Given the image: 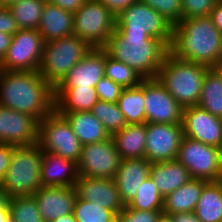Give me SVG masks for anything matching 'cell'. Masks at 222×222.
Returning a JSON list of instances; mask_svg holds the SVG:
<instances>
[{
  "label": "cell",
  "instance_id": "cell-1",
  "mask_svg": "<svg viewBox=\"0 0 222 222\" xmlns=\"http://www.w3.org/2000/svg\"><path fill=\"white\" fill-rule=\"evenodd\" d=\"M0 106L41 121L55 110L54 88L38 71L0 70Z\"/></svg>",
  "mask_w": 222,
  "mask_h": 222
},
{
  "label": "cell",
  "instance_id": "cell-2",
  "mask_svg": "<svg viewBox=\"0 0 222 222\" xmlns=\"http://www.w3.org/2000/svg\"><path fill=\"white\" fill-rule=\"evenodd\" d=\"M222 48V33L210 16L182 19L173 26L169 52L175 57L215 68Z\"/></svg>",
  "mask_w": 222,
  "mask_h": 222
},
{
  "label": "cell",
  "instance_id": "cell-3",
  "mask_svg": "<svg viewBox=\"0 0 222 222\" xmlns=\"http://www.w3.org/2000/svg\"><path fill=\"white\" fill-rule=\"evenodd\" d=\"M109 56L125 63L143 79L157 77L158 70L169 52V48L159 39L147 34H115L103 47Z\"/></svg>",
  "mask_w": 222,
  "mask_h": 222
},
{
  "label": "cell",
  "instance_id": "cell-4",
  "mask_svg": "<svg viewBox=\"0 0 222 222\" xmlns=\"http://www.w3.org/2000/svg\"><path fill=\"white\" fill-rule=\"evenodd\" d=\"M210 69L168 52L156 78L183 108H187L197 106L205 75Z\"/></svg>",
  "mask_w": 222,
  "mask_h": 222
},
{
  "label": "cell",
  "instance_id": "cell-5",
  "mask_svg": "<svg viewBox=\"0 0 222 222\" xmlns=\"http://www.w3.org/2000/svg\"><path fill=\"white\" fill-rule=\"evenodd\" d=\"M43 151L38 143L14 146L10 166L0 189L10 198L34 195L40 187Z\"/></svg>",
  "mask_w": 222,
  "mask_h": 222
},
{
  "label": "cell",
  "instance_id": "cell-6",
  "mask_svg": "<svg viewBox=\"0 0 222 222\" xmlns=\"http://www.w3.org/2000/svg\"><path fill=\"white\" fill-rule=\"evenodd\" d=\"M92 48L74 34L44 43L38 73L55 88Z\"/></svg>",
  "mask_w": 222,
  "mask_h": 222
},
{
  "label": "cell",
  "instance_id": "cell-7",
  "mask_svg": "<svg viewBox=\"0 0 222 222\" xmlns=\"http://www.w3.org/2000/svg\"><path fill=\"white\" fill-rule=\"evenodd\" d=\"M115 34H147L161 40L168 48L172 42L173 25L141 0L134 2L116 16Z\"/></svg>",
  "mask_w": 222,
  "mask_h": 222
},
{
  "label": "cell",
  "instance_id": "cell-8",
  "mask_svg": "<svg viewBox=\"0 0 222 222\" xmlns=\"http://www.w3.org/2000/svg\"><path fill=\"white\" fill-rule=\"evenodd\" d=\"M73 21L74 35L96 48H103L116 28V15L97 0H86Z\"/></svg>",
  "mask_w": 222,
  "mask_h": 222
},
{
  "label": "cell",
  "instance_id": "cell-9",
  "mask_svg": "<svg viewBox=\"0 0 222 222\" xmlns=\"http://www.w3.org/2000/svg\"><path fill=\"white\" fill-rule=\"evenodd\" d=\"M38 144L43 152L56 154L77 163L82 144L68 121L55 110L39 121Z\"/></svg>",
  "mask_w": 222,
  "mask_h": 222
},
{
  "label": "cell",
  "instance_id": "cell-10",
  "mask_svg": "<svg viewBox=\"0 0 222 222\" xmlns=\"http://www.w3.org/2000/svg\"><path fill=\"white\" fill-rule=\"evenodd\" d=\"M176 160L188 169L194 179L207 182L221 180L222 161L218 147L183 136Z\"/></svg>",
  "mask_w": 222,
  "mask_h": 222
},
{
  "label": "cell",
  "instance_id": "cell-11",
  "mask_svg": "<svg viewBox=\"0 0 222 222\" xmlns=\"http://www.w3.org/2000/svg\"><path fill=\"white\" fill-rule=\"evenodd\" d=\"M43 47L44 41L38 29H19L0 61V70L38 71Z\"/></svg>",
  "mask_w": 222,
  "mask_h": 222
},
{
  "label": "cell",
  "instance_id": "cell-12",
  "mask_svg": "<svg viewBox=\"0 0 222 222\" xmlns=\"http://www.w3.org/2000/svg\"><path fill=\"white\" fill-rule=\"evenodd\" d=\"M121 158L112 137L82 145L77 172L80 177L114 179Z\"/></svg>",
  "mask_w": 222,
  "mask_h": 222
},
{
  "label": "cell",
  "instance_id": "cell-13",
  "mask_svg": "<svg viewBox=\"0 0 222 222\" xmlns=\"http://www.w3.org/2000/svg\"><path fill=\"white\" fill-rule=\"evenodd\" d=\"M146 123H182L183 107L157 78L144 79Z\"/></svg>",
  "mask_w": 222,
  "mask_h": 222
},
{
  "label": "cell",
  "instance_id": "cell-14",
  "mask_svg": "<svg viewBox=\"0 0 222 222\" xmlns=\"http://www.w3.org/2000/svg\"><path fill=\"white\" fill-rule=\"evenodd\" d=\"M183 136L182 123H146L145 158L151 164L176 160Z\"/></svg>",
  "mask_w": 222,
  "mask_h": 222
},
{
  "label": "cell",
  "instance_id": "cell-15",
  "mask_svg": "<svg viewBox=\"0 0 222 222\" xmlns=\"http://www.w3.org/2000/svg\"><path fill=\"white\" fill-rule=\"evenodd\" d=\"M38 131L39 121L33 116L0 106V144H36Z\"/></svg>",
  "mask_w": 222,
  "mask_h": 222
},
{
  "label": "cell",
  "instance_id": "cell-16",
  "mask_svg": "<svg viewBox=\"0 0 222 222\" xmlns=\"http://www.w3.org/2000/svg\"><path fill=\"white\" fill-rule=\"evenodd\" d=\"M182 127L184 136L190 139L218 148L222 145V118L199 106L183 109Z\"/></svg>",
  "mask_w": 222,
  "mask_h": 222
},
{
  "label": "cell",
  "instance_id": "cell-17",
  "mask_svg": "<svg viewBox=\"0 0 222 222\" xmlns=\"http://www.w3.org/2000/svg\"><path fill=\"white\" fill-rule=\"evenodd\" d=\"M74 187L79 199L97 204L117 215L125 207L120 199L114 179L78 176Z\"/></svg>",
  "mask_w": 222,
  "mask_h": 222
},
{
  "label": "cell",
  "instance_id": "cell-18",
  "mask_svg": "<svg viewBox=\"0 0 222 222\" xmlns=\"http://www.w3.org/2000/svg\"><path fill=\"white\" fill-rule=\"evenodd\" d=\"M105 49L93 47L56 87H95L105 76Z\"/></svg>",
  "mask_w": 222,
  "mask_h": 222
},
{
  "label": "cell",
  "instance_id": "cell-19",
  "mask_svg": "<svg viewBox=\"0 0 222 222\" xmlns=\"http://www.w3.org/2000/svg\"><path fill=\"white\" fill-rule=\"evenodd\" d=\"M34 196L42 219L51 222L73 213L77 192L75 187L42 186Z\"/></svg>",
  "mask_w": 222,
  "mask_h": 222
},
{
  "label": "cell",
  "instance_id": "cell-20",
  "mask_svg": "<svg viewBox=\"0 0 222 222\" xmlns=\"http://www.w3.org/2000/svg\"><path fill=\"white\" fill-rule=\"evenodd\" d=\"M151 163L146 158L122 159L114 181L120 199L127 206L136 197L139 188L149 177Z\"/></svg>",
  "mask_w": 222,
  "mask_h": 222
},
{
  "label": "cell",
  "instance_id": "cell-21",
  "mask_svg": "<svg viewBox=\"0 0 222 222\" xmlns=\"http://www.w3.org/2000/svg\"><path fill=\"white\" fill-rule=\"evenodd\" d=\"M78 178L77 164L56 154L43 152L42 186L74 187Z\"/></svg>",
  "mask_w": 222,
  "mask_h": 222
},
{
  "label": "cell",
  "instance_id": "cell-22",
  "mask_svg": "<svg viewBox=\"0 0 222 222\" xmlns=\"http://www.w3.org/2000/svg\"><path fill=\"white\" fill-rule=\"evenodd\" d=\"M73 13L45 2L38 28L44 43L74 34Z\"/></svg>",
  "mask_w": 222,
  "mask_h": 222
},
{
  "label": "cell",
  "instance_id": "cell-23",
  "mask_svg": "<svg viewBox=\"0 0 222 222\" xmlns=\"http://www.w3.org/2000/svg\"><path fill=\"white\" fill-rule=\"evenodd\" d=\"M55 111L57 113L91 111L97 103L95 87H55Z\"/></svg>",
  "mask_w": 222,
  "mask_h": 222
},
{
  "label": "cell",
  "instance_id": "cell-24",
  "mask_svg": "<svg viewBox=\"0 0 222 222\" xmlns=\"http://www.w3.org/2000/svg\"><path fill=\"white\" fill-rule=\"evenodd\" d=\"M149 176L163 198L192 179L188 169L177 160L152 163Z\"/></svg>",
  "mask_w": 222,
  "mask_h": 222
},
{
  "label": "cell",
  "instance_id": "cell-25",
  "mask_svg": "<svg viewBox=\"0 0 222 222\" xmlns=\"http://www.w3.org/2000/svg\"><path fill=\"white\" fill-rule=\"evenodd\" d=\"M70 124L82 145L105 141L111 136L91 111L59 113Z\"/></svg>",
  "mask_w": 222,
  "mask_h": 222
},
{
  "label": "cell",
  "instance_id": "cell-26",
  "mask_svg": "<svg viewBox=\"0 0 222 222\" xmlns=\"http://www.w3.org/2000/svg\"><path fill=\"white\" fill-rule=\"evenodd\" d=\"M111 137L121 160L145 158L146 123L127 124Z\"/></svg>",
  "mask_w": 222,
  "mask_h": 222
},
{
  "label": "cell",
  "instance_id": "cell-27",
  "mask_svg": "<svg viewBox=\"0 0 222 222\" xmlns=\"http://www.w3.org/2000/svg\"><path fill=\"white\" fill-rule=\"evenodd\" d=\"M207 181L192 178L163 199L162 212L167 215L193 212L200 199L203 186Z\"/></svg>",
  "mask_w": 222,
  "mask_h": 222
},
{
  "label": "cell",
  "instance_id": "cell-28",
  "mask_svg": "<svg viewBox=\"0 0 222 222\" xmlns=\"http://www.w3.org/2000/svg\"><path fill=\"white\" fill-rule=\"evenodd\" d=\"M202 222H222V182H207L194 210Z\"/></svg>",
  "mask_w": 222,
  "mask_h": 222
},
{
  "label": "cell",
  "instance_id": "cell-29",
  "mask_svg": "<svg viewBox=\"0 0 222 222\" xmlns=\"http://www.w3.org/2000/svg\"><path fill=\"white\" fill-rule=\"evenodd\" d=\"M117 104L124 114L127 124L146 123L144 107V79L137 86L124 88Z\"/></svg>",
  "mask_w": 222,
  "mask_h": 222
},
{
  "label": "cell",
  "instance_id": "cell-30",
  "mask_svg": "<svg viewBox=\"0 0 222 222\" xmlns=\"http://www.w3.org/2000/svg\"><path fill=\"white\" fill-rule=\"evenodd\" d=\"M197 106L222 118V76L214 68L205 75Z\"/></svg>",
  "mask_w": 222,
  "mask_h": 222
},
{
  "label": "cell",
  "instance_id": "cell-31",
  "mask_svg": "<svg viewBox=\"0 0 222 222\" xmlns=\"http://www.w3.org/2000/svg\"><path fill=\"white\" fill-rule=\"evenodd\" d=\"M45 0H17L9 3L10 10L20 29H38Z\"/></svg>",
  "mask_w": 222,
  "mask_h": 222
},
{
  "label": "cell",
  "instance_id": "cell-32",
  "mask_svg": "<svg viewBox=\"0 0 222 222\" xmlns=\"http://www.w3.org/2000/svg\"><path fill=\"white\" fill-rule=\"evenodd\" d=\"M91 113L104 125L106 131L112 136L122 130L127 122L117 103H109L98 100Z\"/></svg>",
  "mask_w": 222,
  "mask_h": 222
},
{
  "label": "cell",
  "instance_id": "cell-33",
  "mask_svg": "<svg viewBox=\"0 0 222 222\" xmlns=\"http://www.w3.org/2000/svg\"><path fill=\"white\" fill-rule=\"evenodd\" d=\"M104 73L105 77L110 78L123 88L137 86L143 80V78L131 67L109 56L106 50Z\"/></svg>",
  "mask_w": 222,
  "mask_h": 222
},
{
  "label": "cell",
  "instance_id": "cell-34",
  "mask_svg": "<svg viewBox=\"0 0 222 222\" xmlns=\"http://www.w3.org/2000/svg\"><path fill=\"white\" fill-rule=\"evenodd\" d=\"M163 199V196L149 176L139 188L134 200L127 206L131 209L143 211H162Z\"/></svg>",
  "mask_w": 222,
  "mask_h": 222
},
{
  "label": "cell",
  "instance_id": "cell-35",
  "mask_svg": "<svg viewBox=\"0 0 222 222\" xmlns=\"http://www.w3.org/2000/svg\"><path fill=\"white\" fill-rule=\"evenodd\" d=\"M9 206L15 222H44L34 195L10 198Z\"/></svg>",
  "mask_w": 222,
  "mask_h": 222
},
{
  "label": "cell",
  "instance_id": "cell-36",
  "mask_svg": "<svg viewBox=\"0 0 222 222\" xmlns=\"http://www.w3.org/2000/svg\"><path fill=\"white\" fill-rule=\"evenodd\" d=\"M77 222H116L117 214L77 197L73 208Z\"/></svg>",
  "mask_w": 222,
  "mask_h": 222
},
{
  "label": "cell",
  "instance_id": "cell-37",
  "mask_svg": "<svg viewBox=\"0 0 222 222\" xmlns=\"http://www.w3.org/2000/svg\"><path fill=\"white\" fill-rule=\"evenodd\" d=\"M167 19L173 26L182 20V0H141Z\"/></svg>",
  "mask_w": 222,
  "mask_h": 222
},
{
  "label": "cell",
  "instance_id": "cell-38",
  "mask_svg": "<svg viewBox=\"0 0 222 222\" xmlns=\"http://www.w3.org/2000/svg\"><path fill=\"white\" fill-rule=\"evenodd\" d=\"M219 0H182V19L210 16Z\"/></svg>",
  "mask_w": 222,
  "mask_h": 222
},
{
  "label": "cell",
  "instance_id": "cell-39",
  "mask_svg": "<svg viewBox=\"0 0 222 222\" xmlns=\"http://www.w3.org/2000/svg\"><path fill=\"white\" fill-rule=\"evenodd\" d=\"M162 211H143L125 206L117 215L116 222H157Z\"/></svg>",
  "mask_w": 222,
  "mask_h": 222
},
{
  "label": "cell",
  "instance_id": "cell-40",
  "mask_svg": "<svg viewBox=\"0 0 222 222\" xmlns=\"http://www.w3.org/2000/svg\"><path fill=\"white\" fill-rule=\"evenodd\" d=\"M98 99L109 103H117L122 90L121 85L115 83L110 78L102 77L95 86Z\"/></svg>",
  "mask_w": 222,
  "mask_h": 222
},
{
  "label": "cell",
  "instance_id": "cell-41",
  "mask_svg": "<svg viewBox=\"0 0 222 222\" xmlns=\"http://www.w3.org/2000/svg\"><path fill=\"white\" fill-rule=\"evenodd\" d=\"M20 27L7 6H0V32L14 35Z\"/></svg>",
  "mask_w": 222,
  "mask_h": 222
},
{
  "label": "cell",
  "instance_id": "cell-42",
  "mask_svg": "<svg viewBox=\"0 0 222 222\" xmlns=\"http://www.w3.org/2000/svg\"><path fill=\"white\" fill-rule=\"evenodd\" d=\"M14 145L0 144V186L10 166Z\"/></svg>",
  "mask_w": 222,
  "mask_h": 222
},
{
  "label": "cell",
  "instance_id": "cell-43",
  "mask_svg": "<svg viewBox=\"0 0 222 222\" xmlns=\"http://www.w3.org/2000/svg\"><path fill=\"white\" fill-rule=\"evenodd\" d=\"M97 1L104 4L113 14L117 16L121 11L128 8L131 4L139 0H97Z\"/></svg>",
  "mask_w": 222,
  "mask_h": 222
},
{
  "label": "cell",
  "instance_id": "cell-44",
  "mask_svg": "<svg viewBox=\"0 0 222 222\" xmlns=\"http://www.w3.org/2000/svg\"><path fill=\"white\" fill-rule=\"evenodd\" d=\"M48 3L57 5L58 7L75 13L86 0H45Z\"/></svg>",
  "mask_w": 222,
  "mask_h": 222
},
{
  "label": "cell",
  "instance_id": "cell-45",
  "mask_svg": "<svg viewBox=\"0 0 222 222\" xmlns=\"http://www.w3.org/2000/svg\"><path fill=\"white\" fill-rule=\"evenodd\" d=\"M9 202L10 197L4 190L0 189V222H5L11 217Z\"/></svg>",
  "mask_w": 222,
  "mask_h": 222
},
{
  "label": "cell",
  "instance_id": "cell-46",
  "mask_svg": "<svg viewBox=\"0 0 222 222\" xmlns=\"http://www.w3.org/2000/svg\"><path fill=\"white\" fill-rule=\"evenodd\" d=\"M210 17L216 28L222 33V0H219L210 13Z\"/></svg>",
  "mask_w": 222,
  "mask_h": 222
},
{
  "label": "cell",
  "instance_id": "cell-47",
  "mask_svg": "<svg viewBox=\"0 0 222 222\" xmlns=\"http://www.w3.org/2000/svg\"><path fill=\"white\" fill-rule=\"evenodd\" d=\"M174 222H202L193 212L171 214Z\"/></svg>",
  "mask_w": 222,
  "mask_h": 222
},
{
  "label": "cell",
  "instance_id": "cell-48",
  "mask_svg": "<svg viewBox=\"0 0 222 222\" xmlns=\"http://www.w3.org/2000/svg\"><path fill=\"white\" fill-rule=\"evenodd\" d=\"M11 40H12V35L0 32V61L7 53Z\"/></svg>",
  "mask_w": 222,
  "mask_h": 222
},
{
  "label": "cell",
  "instance_id": "cell-49",
  "mask_svg": "<svg viewBox=\"0 0 222 222\" xmlns=\"http://www.w3.org/2000/svg\"><path fill=\"white\" fill-rule=\"evenodd\" d=\"M51 222H77V220L75 219V217L72 213V214H67V215L61 216Z\"/></svg>",
  "mask_w": 222,
  "mask_h": 222
},
{
  "label": "cell",
  "instance_id": "cell-50",
  "mask_svg": "<svg viewBox=\"0 0 222 222\" xmlns=\"http://www.w3.org/2000/svg\"><path fill=\"white\" fill-rule=\"evenodd\" d=\"M157 222H174L171 215L162 213Z\"/></svg>",
  "mask_w": 222,
  "mask_h": 222
},
{
  "label": "cell",
  "instance_id": "cell-51",
  "mask_svg": "<svg viewBox=\"0 0 222 222\" xmlns=\"http://www.w3.org/2000/svg\"><path fill=\"white\" fill-rule=\"evenodd\" d=\"M214 69H222V48H221V54L219 57V61Z\"/></svg>",
  "mask_w": 222,
  "mask_h": 222
},
{
  "label": "cell",
  "instance_id": "cell-52",
  "mask_svg": "<svg viewBox=\"0 0 222 222\" xmlns=\"http://www.w3.org/2000/svg\"><path fill=\"white\" fill-rule=\"evenodd\" d=\"M17 0H0V6H7L9 3Z\"/></svg>",
  "mask_w": 222,
  "mask_h": 222
},
{
  "label": "cell",
  "instance_id": "cell-53",
  "mask_svg": "<svg viewBox=\"0 0 222 222\" xmlns=\"http://www.w3.org/2000/svg\"><path fill=\"white\" fill-rule=\"evenodd\" d=\"M222 76V69H215Z\"/></svg>",
  "mask_w": 222,
  "mask_h": 222
},
{
  "label": "cell",
  "instance_id": "cell-54",
  "mask_svg": "<svg viewBox=\"0 0 222 222\" xmlns=\"http://www.w3.org/2000/svg\"><path fill=\"white\" fill-rule=\"evenodd\" d=\"M5 222H15L11 217L8 220H5Z\"/></svg>",
  "mask_w": 222,
  "mask_h": 222
},
{
  "label": "cell",
  "instance_id": "cell-55",
  "mask_svg": "<svg viewBox=\"0 0 222 222\" xmlns=\"http://www.w3.org/2000/svg\"><path fill=\"white\" fill-rule=\"evenodd\" d=\"M221 161H222V145L220 147Z\"/></svg>",
  "mask_w": 222,
  "mask_h": 222
}]
</instances>
